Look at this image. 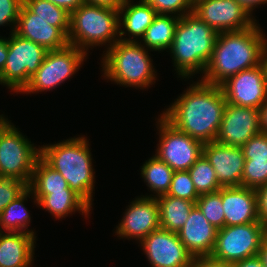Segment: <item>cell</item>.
Returning <instances> with one entry per match:
<instances>
[{
    "instance_id": "6da1fadb",
    "label": "cell",
    "mask_w": 267,
    "mask_h": 267,
    "mask_svg": "<svg viewBox=\"0 0 267 267\" xmlns=\"http://www.w3.org/2000/svg\"><path fill=\"white\" fill-rule=\"evenodd\" d=\"M178 98L160 113L176 129L203 144L216 140L225 106L219 85L191 80Z\"/></svg>"
},
{
    "instance_id": "7a4b0ae2",
    "label": "cell",
    "mask_w": 267,
    "mask_h": 267,
    "mask_svg": "<svg viewBox=\"0 0 267 267\" xmlns=\"http://www.w3.org/2000/svg\"><path fill=\"white\" fill-rule=\"evenodd\" d=\"M261 28L256 22L242 31L218 33L200 81L220 86L229 77L260 65L265 38Z\"/></svg>"
},
{
    "instance_id": "3957f363",
    "label": "cell",
    "mask_w": 267,
    "mask_h": 267,
    "mask_svg": "<svg viewBox=\"0 0 267 267\" xmlns=\"http://www.w3.org/2000/svg\"><path fill=\"white\" fill-rule=\"evenodd\" d=\"M89 140L85 135L40 146V157L59 172L69 187L91 208L94 204L95 171Z\"/></svg>"
},
{
    "instance_id": "277c9868",
    "label": "cell",
    "mask_w": 267,
    "mask_h": 267,
    "mask_svg": "<svg viewBox=\"0 0 267 267\" xmlns=\"http://www.w3.org/2000/svg\"><path fill=\"white\" fill-rule=\"evenodd\" d=\"M217 35L211 26L193 12L179 18L172 45L167 51L172 57L177 78L186 81L195 74L203 75Z\"/></svg>"
},
{
    "instance_id": "5b68a950",
    "label": "cell",
    "mask_w": 267,
    "mask_h": 267,
    "mask_svg": "<svg viewBox=\"0 0 267 267\" xmlns=\"http://www.w3.org/2000/svg\"><path fill=\"white\" fill-rule=\"evenodd\" d=\"M149 51L140 42L117 41L101 56L102 77L125 88L148 89L157 80Z\"/></svg>"
},
{
    "instance_id": "8992f818",
    "label": "cell",
    "mask_w": 267,
    "mask_h": 267,
    "mask_svg": "<svg viewBox=\"0 0 267 267\" xmlns=\"http://www.w3.org/2000/svg\"><path fill=\"white\" fill-rule=\"evenodd\" d=\"M67 39L87 55L95 47L104 46L106 52L119 41V10L82 4L70 14Z\"/></svg>"
},
{
    "instance_id": "52a82bcc",
    "label": "cell",
    "mask_w": 267,
    "mask_h": 267,
    "mask_svg": "<svg viewBox=\"0 0 267 267\" xmlns=\"http://www.w3.org/2000/svg\"><path fill=\"white\" fill-rule=\"evenodd\" d=\"M35 145L8 120L0 128V177L17 178L29 185L40 146Z\"/></svg>"
},
{
    "instance_id": "ba28073f",
    "label": "cell",
    "mask_w": 267,
    "mask_h": 267,
    "mask_svg": "<svg viewBox=\"0 0 267 267\" xmlns=\"http://www.w3.org/2000/svg\"><path fill=\"white\" fill-rule=\"evenodd\" d=\"M47 52L44 46L24 39L14 32L10 33L8 55L0 73V85L19 94L29 83L31 76L37 72Z\"/></svg>"
},
{
    "instance_id": "9c48e42d",
    "label": "cell",
    "mask_w": 267,
    "mask_h": 267,
    "mask_svg": "<svg viewBox=\"0 0 267 267\" xmlns=\"http://www.w3.org/2000/svg\"><path fill=\"white\" fill-rule=\"evenodd\" d=\"M87 57L84 51L69 44L62 49L48 50L37 72L31 76L29 83L20 93L38 94L58 88L63 82L74 77Z\"/></svg>"
},
{
    "instance_id": "30bf717a",
    "label": "cell",
    "mask_w": 267,
    "mask_h": 267,
    "mask_svg": "<svg viewBox=\"0 0 267 267\" xmlns=\"http://www.w3.org/2000/svg\"><path fill=\"white\" fill-rule=\"evenodd\" d=\"M265 236L266 228L261 222L224 226L217 230L210 256L231 264L256 256Z\"/></svg>"
},
{
    "instance_id": "8fae6325",
    "label": "cell",
    "mask_w": 267,
    "mask_h": 267,
    "mask_svg": "<svg viewBox=\"0 0 267 267\" xmlns=\"http://www.w3.org/2000/svg\"><path fill=\"white\" fill-rule=\"evenodd\" d=\"M159 141L155 154L174 171L188 170L203 154V143L176 129L161 114L155 118Z\"/></svg>"
},
{
    "instance_id": "7c38bea8",
    "label": "cell",
    "mask_w": 267,
    "mask_h": 267,
    "mask_svg": "<svg viewBox=\"0 0 267 267\" xmlns=\"http://www.w3.org/2000/svg\"><path fill=\"white\" fill-rule=\"evenodd\" d=\"M193 13L217 33L242 31L257 22L236 0H194Z\"/></svg>"
},
{
    "instance_id": "4fadbf2b",
    "label": "cell",
    "mask_w": 267,
    "mask_h": 267,
    "mask_svg": "<svg viewBox=\"0 0 267 267\" xmlns=\"http://www.w3.org/2000/svg\"><path fill=\"white\" fill-rule=\"evenodd\" d=\"M220 86L230 104L260 109L267 100V75L262 63L229 77Z\"/></svg>"
},
{
    "instance_id": "5bb4252c",
    "label": "cell",
    "mask_w": 267,
    "mask_h": 267,
    "mask_svg": "<svg viewBox=\"0 0 267 267\" xmlns=\"http://www.w3.org/2000/svg\"><path fill=\"white\" fill-rule=\"evenodd\" d=\"M139 246L151 267H190L193 259L178 234L162 228L152 231Z\"/></svg>"
},
{
    "instance_id": "9a60e30c",
    "label": "cell",
    "mask_w": 267,
    "mask_h": 267,
    "mask_svg": "<svg viewBox=\"0 0 267 267\" xmlns=\"http://www.w3.org/2000/svg\"><path fill=\"white\" fill-rule=\"evenodd\" d=\"M126 208L115 230L119 239H136L140 243L152 231L161 228L159 206L155 197L137 196Z\"/></svg>"
},
{
    "instance_id": "2e32d148",
    "label": "cell",
    "mask_w": 267,
    "mask_h": 267,
    "mask_svg": "<svg viewBox=\"0 0 267 267\" xmlns=\"http://www.w3.org/2000/svg\"><path fill=\"white\" fill-rule=\"evenodd\" d=\"M261 132L259 109L227 103L215 141L241 147Z\"/></svg>"
},
{
    "instance_id": "e0dca14e",
    "label": "cell",
    "mask_w": 267,
    "mask_h": 267,
    "mask_svg": "<svg viewBox=\"0 0 267 267\" xmlns=\"http://www.w3.org/2000/svg\"><path fill=\"white\" fill-rule=\"evenodd\" d=\"M203 155L214 168L218 183L222 187L242 186L245 158L241 147L212 141L203 145Z\"/></svg>"
},
{
    "instance_id": "ac0fdd59",
    "label": "cell",
    "mask_w": 267,
    "mask_h": 267,
    "mask_svg": "<svg viewBox=\"0 0 267 267\" xmlns=\"http://www.w3.org/2000/svg\"><path fill=\"white\" fill-rule=\"evenodd\" d=\"M14 33L44 46L47 50L62 49L69 44L67 37L57 27L37 17L24 4L20 8Z\"/></svg>"
},
{
    "instance_id": "d6986e66",
    "label": "cell",
    "mask_w": 267,
    "mask_h": 267,
    "mask_svg": "<svg viewBox=\"0 0 267 267\" xmlns=\"http://www.w3.org/2000/svg\"><path fill=\"white\" fill-rule=\"evenodd\" d=\"M225 226L260 222L255 189L247 187H221Z\"/></svg>"
},
{
    "instance_id": "ffe728a7",
    "label": "cell",
    "mask_w": 267,
    "mask_h": 267,
    "mask_svg": "<svg viewBox=\"0 0 267 267\" xmlns=\"http://www.w3.org/2000/svg\"><path fill=\"white\" fill-rule=\"evenodd\" d=\"M217 230L195 205L177 234L193 257L210 256L216 243Z\"/></svg>"
},
{
    "instance_id": "44dd1931",
    "label": "cell",
    "mask_w": 267,
    "mask_h": 267,
    "mask_svg": "<svg viewBox=\"0 0 267 267\" xmlns=\"http://www.w3.org/2000/svg\"><path fill=\"white\" fill-rule=\"evenodd\" d=\"M156 16V10L147 2L125 0L119 8V40L139 42Z\"/></svg>"
},
{
    "instance_id": "7402d4cb",
    "label": "cell",
    "mask_w": 267,
    "mask_h": 267,
    "mask_svg": "<svg viewBox=\"0 0 267 267\" xmlns=\"http://www.w3.org/2000/svg\"><path fill=\"white\" fill-rule=\"evenodd\" d=\"M37 236L0 231V267H33Z\"/></svg>"
},
{
    "instance_id": "603a6c76",
    "label": "cell",
    "mask_w": 267,
    "mask_h": 267,
    "mask_svg": "<svg viewBox=\"0 0 267 267\" xmlns=\"http://www.w3.org/2000/svg\"><path fill=\"white\" fill-rule=\"evenodd\" d=\"M38 207L52 214L56 220L68 217L75 212L82 213L84 217L90 216L93 208L72 189L64 191H49V194L43 196L38 201ZM91 211V212H90Z\"/></svg>"
},
{
    "instance_id": "cb8c5ba5",
    "label": "cell",
    "mask_w": 267,
    "mask_h": 267,
    "mask_svg": "<svg viewBox=\"0 0 267 267\" xmlns=\"http://www.w3.org/2000/svg\"><path fill=\"white\" fill-rule=\"evenodd\" d=\"M31 196V197H30ZM32 198L34 204L38 206L32 191L27 188L21 195L13 200L0 214V231L2 232H27L36 236L35 230H29L31 215L25 207L27 199Z\"/></svg>"
},
{
    "instance_id": "d4e9b609",
    "label": "cell",
    "mask_w": 267,
    "mask_h": 267,
    "mask_svg": "<svg viewBox=\"0 0 267 267\" xmlns=\"http://www.w3.org/2000/svg\"><path fill=\"white\" fill-rule=\"evenodd\" d=\"M178 21V16L157 14L140 43L150 52H167L172 45Z\"/></svg>"
},
{
    "instance_id": "484cf974",
    "label": "cell",
    "mask_w": 267,
    "mask_h": 267,
    "mask_svg": "<svg viewBox=\"0 0 267 267\" xmlns=\"http://www.w3.org/2000/svg\"><path fill=\"white\" fill-rule=\"evenodd\" d=\"M162 229L177 233L185 224L195 202L169 195L156 197Z\"/></svg>"
},
{
    "instance_id": "4316f807",
    "label": "cell",
    "mask_w": 267,
    "mask_h": 267,
    "mask_svg": "<svg viewBox=\"0 0 267 267\" xmlns=\"http://www.w3.org/2000/svg\"><path fill=\"white\" fill-rule=\"evenodd\" d=\"M141 177L153 194L141 195L144 197H158L167 194L172 181L174 170L164 161L153 155L140 168ZM155 194V195H154Z\"/></svg>"
},
{
    "instance_id": "83f0119b",
    "label": "cell",
    "mask_w": 267,
    "mask_h": 267,
    "mask_svg": "<svg viewBox=\"0 0 267 267\" xmlns=\"http://www.w3.org/2000/svg\"><path fill=\"white\" fill-rule=\"evenodd\" d=\"M28 188L32 191L37 202L43 196L49 194V191L71 189L64 177L49 166L41 157L36 161Z\"/></svg>"
},
{
    "instance_id": "f1b7e54d",
    "label": "cell",
    "mask_w": 267,
    "mask_h": 267,
    "mask_svg": "<svg viewBox=\"0 0 267 267\" xmlns=\"http://www.w3.org/2000/svg\"><path fill=\"white\" fill-rule=\"evenodd\" d=\"M23 4L37 17L57 27L66 37L70 30V13L47 0H23Z\"/></svg>"
},
{
    "instance_id": "f546056e",
    "label": "cell",
    "mask_w": 267,
    "mask_h": 267,
    "mask_svg": "<svg viewBox=\"0 0 267 267\" xmlns=\"http://www.w3.org/2000/svg\"><path fill=\"white\" fill-rule=\"evenodd\" d=\"M188 173L199 195L217 192L222 187L218 183L214 168L203 154L188 169Z\"/></svg>"
},
{
    "instance_id": "4dcf8cb0",
    "label": "cell",
    "mask_w": 267,
    "mask_h": 267,
    "mask_svg": "<svg viewBox=\"0 0 267 267\" xmlns=\"http://www.w3.org/2000/svg\"><path fill=\"white\" fill-rule=\"evenodd\" d=\"M195 205L214 227L221 229L225 226L221 188L217 192L200 195Z\"/></svg>"
},
{
    "instance_id": "1f68e13d",
    "label": "cell",
    "mask_w": 267,
    "mask_h": 267,
    "mask_svg": "<svg viewBox=\"0 0 267 267\" xmlns=\"http://www.w3.org/2000/svg\"><path fill=\"white\" fill-rule=\"evenodd\" d=\"M166 195L187 199L193 202H196L200 196L195 189L188 170L173 172L170 188Z\"/></svg>"
},
{
    "instance_id": "d6a6232c",
    "label": "cell",
    "mask_w": 267,
    "mask_h": 267,
    "mask_svg": "<svg viewBox=\"0 0 267 267\" xmlns=\"http://www.w3.org/2000/svg\"><path fill=\"white\" fill-rule=\"evenodd\" d=\"M267 184V161L245 160L242 187L257 189Z\"/></svg>"
},
{
    "instance_id": "836d02e7",
    "label": "cell",
    "mask_w": 267,
    "mask_h": 267,
    "mask_svg": "<svg viewBox=\"0 0 267 267\" xmlns=\"http://www.w3.org/2000/svg\"><path fill=\"white\" fill-rule=\"evenodd\" d=\"M151 5L157 14L175 15L179 18L193 12L194 0H143Z\"/></svg>"
},
{
    "instance_id": "e575fe53",
    "label": "cell",
    "mask_w": 267,
    "mask_h": 267,
    "mask_svg": "<svg viewBox=\"0 0 267 267\" xmlns=\"http://www.w3.org/2000/svg\"><path fill=\"white\" fill-rule=\"evenodd\" d=\"M27 188L28 185L17 178L0 177V214Z\"/></svg>"
},
{
    "instance_id": "d590c367",
    "label": "cell",
    "mask_w": 267,
    "mask_h": 267,
    "mask_svg": "<svg viewBox=\"0 0 267 267\" xmlns=\"http://www.w3.org/2000/svg\"><path fill=\"white\" fill-rule=\"evenodd\" d=\"M245 160L267 161V133H259L241 146Z\"/></svg>"
},
{
    "instance_id": "8d00e7d4",
    "label": "cell",
    "mask_w": 267,
    "mask_h": 267,
    "mask_svg": "<svg viewBox=\"0 0 267 267\" xmlns=\"http://www.w3.org/2000/svg\"><path fill=\"white\" fill-rule=\"evenodd\" d=\"M23 0H0V26L11 27L14 32Z\"/></svg>"
},
{
    "instance_id": "74e56055",
    "label": "cell",
    "mask_w": 267,
    "mask_h": 267,
    "mask_svg": "<svg viewBox=\"0 0 267 267\" xmlns=\"http://www.w3.org/2000/svg\"><path fill=\"white\" fill-rule=\"evenodd\" d=\"M257 195L259 221L267 229V184L255 189Z\"/></svg>"
},
{
    "instance_id": "f35d334b",
    "label": "cell",
    "mask_w": 267,
    "mask_h": 267,
    "mask_svg": "<svg viewBox=\"0 0 267 267\" xmlns=\"http://www.w3.org/2000/svg\"><path fill=\"white\" fill-rule=\"evenodd\" d=\"M190 267H233L231 263L214 259L211 256L193 257Z\"/></svg>"
},
{
    "instance_id": "ab89813d",
    "label": "cell",
    "mask_w": 267,
    "mask_h": 267,
    "mask_svg": "<svg viewBox=\"0 0 267 267\" xmlns=\"http://www.w3.org/2000/svg\"><path fill=\"white\" fill-rule=\"evenodd\" d=\"M65 9L70 14L76 10L79 6L85 3V0H47Z\"/></svg>"
},
{
    "instance_id": "60d3db41",
    "label": "cell",
    "mask_w": 267,
    "mask_h": 267,
    "mask_svg": "<svg viewBox=\"0 0 267 267\" xmlns=\"http://www.w3.org/2000/svg\"><path fill=\"white\" fill-rule=\"evenodd\" d=\"M125 0H85V3L100 6L105 8H113L119 10V8L124 4Z\"/></svg>"
},
{
    "instance_id": "b9f144b4",
    "label": "cell",
    "mask_w": 267,
    "mask_h": 267,
    "mask_svg": "<svg viewBox=\"0 0 267 267\" xmlns=\"http://www.w3.org/2000/svg\"><path fill=\"white\" fill-rule=\"evenodd\" d=\"M233 267H264L258 255L235 262Z\"/></svg>"
},
{
    "instance_id": "7bdbcfd3",
    "label": "cell",
    "mask_w": 267,
    "mask_h": 267,
    "mask_svg": "<svg viewBox=\"0 0 267 267\" xmlns=\"http://www.w3.org/2000/svg\"><path fill=\"white\" fill-rule=\"evenodd\" d=\"M242 7H244L251 16L253 11L260 5L267 4V0H236Z\"/></svg>"
},
{
    "instance_id": "ee69618b",
    "label": "cell",
    "mask_w": 267,
    "mask_h": 267,
    "mask_svg": "<svg viewBox=\"0 0 267 267\" xmlns=\"http://www.w3.org/2000/svg\"><path fill=\"white\" fill-rule=\"evenodd\" d=\"M8 55V37L0 36V73L3 71Z\"/></svg>"
},
{
    "instance_id": "f6af8a7d",
    "label": "cell",
    "mask_w": 267,
    "mask_h": 267,
    "mask_svg": "<svg viewBox=\"0 0 267 267\" xmlns=\"http://www.w3.org/2000/svg\"><path fill=\"white\" fill-rule=\"evenodd\" d=\"M260 111V127L263 133H267V100L259 109Z\"/></svg>"
},
{
    "instance_id": "bcb514c9",
    "label": "cell",
    "mask_w": 267,
    "mask_h": 267,
    "mask_svg": "<svg viewBox=\"0 0 267 267\" xmlns=\"http://www.w3.org/2000/svg\"><path fill=\"white\" fill-rule=\"evenodd\" d=\"M258 256L261 259L264 267H267V235L263 238Z\"/></svg>"
},
{
    "instance_id": "7dc6e473",
    "label": "cell",
    "mask_w": 267,
    "mask_h": 267,
    "mask_svg": "<svg viewBox=\"0 0 267 267\" xmlns=\"http://www.w3.org/2000/svg\"><path fill=\"white\" fill-rule=\"evenodd\" d=\"M261 63L263 64L264 70L267 75V36L265 35L263 44H262V59Z\"/></svg>"
},
{
    "instance_id": "c3c4849f",
    "label": "cell",
    "mask_w": 267,
    "mask_h": 267,
    "mask_svg": "<svg viewBox=\"0 0 267 267\" xmlns=\"http://www.w3.org/2000/svg\"><path fill=\"white\" fill-rule=\"evenodd\" d=\"M8 121V118L4 114H0V128Z\"/></svg>"
}]
</instances>
